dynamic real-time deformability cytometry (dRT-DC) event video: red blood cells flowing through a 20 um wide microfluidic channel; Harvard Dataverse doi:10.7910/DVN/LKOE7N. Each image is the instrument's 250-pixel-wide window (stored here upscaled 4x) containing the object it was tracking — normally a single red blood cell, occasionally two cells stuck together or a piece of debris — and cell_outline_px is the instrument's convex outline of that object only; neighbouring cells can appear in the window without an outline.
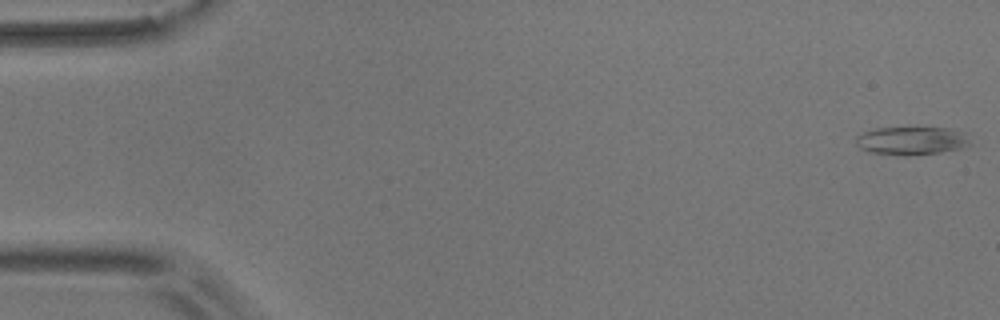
{"species": "common noctule bat (a hibernating species)", "species_latin": "Nyctalus noctula", "temperature_condition": "room temperature", "stored_images_in_passage": 5, "camera_frame_rate_fps": 3000, "um_per_image_px": 0.085, "animal": {"sex": "male", "body_mass_g": 17.9}, "frame": {"image": 1, "passage_image": 1, "time_ms": 0.0, "image_size_px": [1000, 320], "cell_outline_px": [[972, 144], [960, 148], [940, 152], [904, 156], [872, 152], [860, 148], [856, 144], [856, 136], [860, 132], [876, 128], [952, 128], [964, 132]], "centroid_in_image_um": [77.48, 11.95], "position_along_channel_um": 7.5, "area_um2": 18.79}}